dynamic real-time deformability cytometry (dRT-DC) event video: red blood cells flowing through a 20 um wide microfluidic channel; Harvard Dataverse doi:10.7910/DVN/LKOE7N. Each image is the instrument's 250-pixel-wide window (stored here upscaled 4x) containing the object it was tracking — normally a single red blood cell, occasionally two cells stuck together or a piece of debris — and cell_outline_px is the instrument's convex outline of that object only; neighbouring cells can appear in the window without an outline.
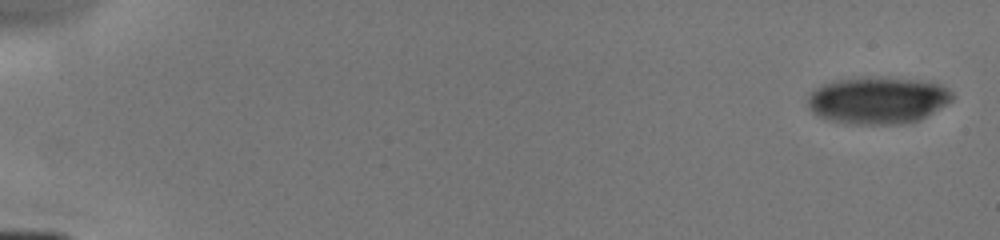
{"species": "human", "species_latin": "Homo sapiens", "temperature_condition": "cold", "stored_images_in_passage": 10, "camera_frame_rate_fps": 3000, "um_per_image_px": 0.085, "donor": {"sex": "male"}, "frame": {"image": 1, "passage_image": 1, "time_ms": 0.0, "image_size_px": [1000, 240], "cell_outline_px": [[952, 100], [920, 120], [904, 124], [848, 124], [832, 120], [820, 116], [812, 112], [808, 108], [808, 92], [812, 88], [836, 80], [860, 76], [864, 76], [936, 80], [948, 88], [952, 92]], "centroid_in_image_um": [74.63, 8.49], "position_along_channel_um": 10.4, "area_um2": 40.46}}
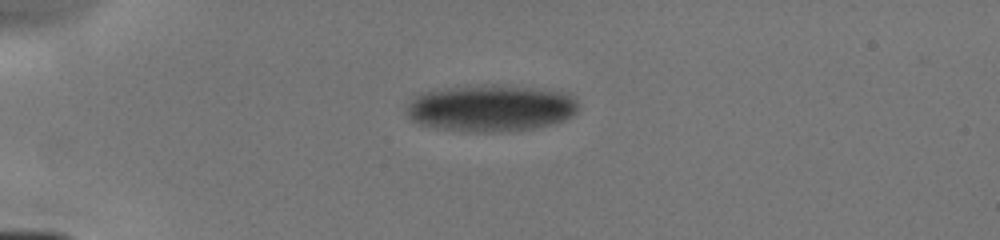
{"frame": {"image": 2, "passage_image": 5, "time_ms": 4.0, "image_size_px": [1000, 240], "cell_outline_px": [[580, 104], [576, 112], [572, 116], [564, 120], [552, 124], [532, 128], [508, 132], [468, 132], [440, 128], [420, 124], [412, 120], [404, 112], [404, 108], [420, 92], [448, 88], [492, 84], [564, 92], [572, 96]], "centroid_in_image_um": [41.7, 9.2], "position_along_channel_um": 43.3, "area_um2": 46.88}}